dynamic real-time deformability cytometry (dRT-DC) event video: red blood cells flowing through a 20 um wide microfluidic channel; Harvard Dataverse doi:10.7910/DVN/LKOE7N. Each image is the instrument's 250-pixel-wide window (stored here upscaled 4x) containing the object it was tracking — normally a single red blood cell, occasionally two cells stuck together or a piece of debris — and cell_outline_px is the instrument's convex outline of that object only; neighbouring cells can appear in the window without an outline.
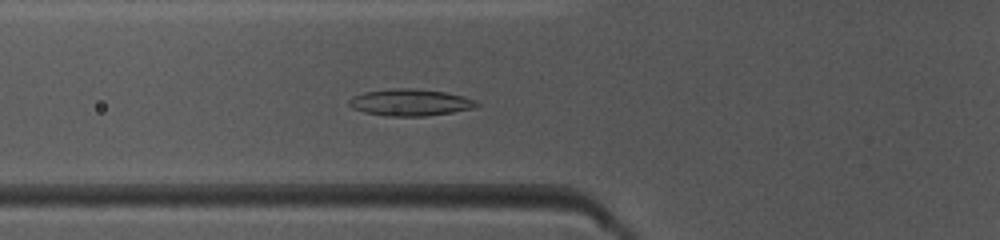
{"species": "common noctule bat (a hibernating species)", "species_latin": "Nyctalus noctula", "temperature_condition": "warm", "stored_images_in_passage": 37, "camera_frame_rate_fps": 3000, "um_per_image_px": 0.085, "animal": {"sex": "female", "body_mass_g": 10.0, "forearm_length_mm": 53.1}, "frame": {"image": 1, "passage_image": 9, "time_ms": 2.667, "image_size_px": [1000, 240], "cell_outline_px": [[480, 104], [476, 108], [452, 112], [424, 116], [388, 116], [364, 112], [352, 108], [348, 104], [348, 100], [352, 96], [364, 92], [392, 88], [408, 88], [444, 92], [464, 96]], "centroid_in_image_um": [34.83, 8.71], "position_along_channel_um": 91.0, "area_um2": 19.83}}
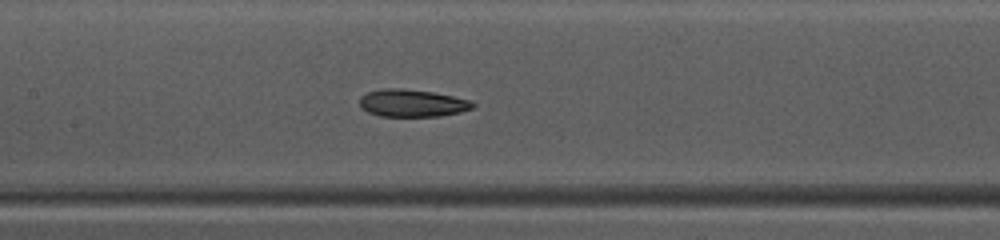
{"frame": {"image": 2, "passage_image": 15, "time_ms": 4.667, "image_size_px": [1000, 240], "cell_outline_px": [[476, 104], [472, 108], [460, 112], [440, 116], [380, 116], [368, 112], [360, 108], [360, 96], [368, 92], [380, 88], [400, 88], [432, 92], [472, 100]], "centroid_in_image_um": [35.02, 8.76], "position_along_channel_um": 172.4, "area_um2": 18.15}}
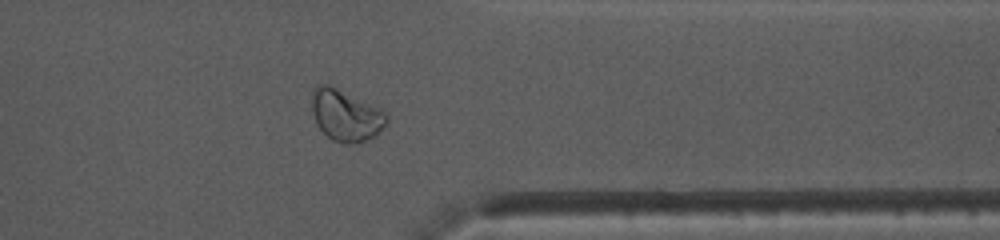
{"frame": {"image": 3, "passage_image": 31, "time_ms": 10.0, "image_size_px": [1000, 240], "cell_outline_px": [[388, 120], [372, 136], [364, 140], [352, 144], [344, 144], [332, 140], [316, 124], [312, 112], [312, 92], [316, 84], [328, 84], [380, 108], [388, 116]], "centroid_in_image_um": [29.34, 9.79], "position_along_channel_um": 382.1, "area_um2": 22.02}}